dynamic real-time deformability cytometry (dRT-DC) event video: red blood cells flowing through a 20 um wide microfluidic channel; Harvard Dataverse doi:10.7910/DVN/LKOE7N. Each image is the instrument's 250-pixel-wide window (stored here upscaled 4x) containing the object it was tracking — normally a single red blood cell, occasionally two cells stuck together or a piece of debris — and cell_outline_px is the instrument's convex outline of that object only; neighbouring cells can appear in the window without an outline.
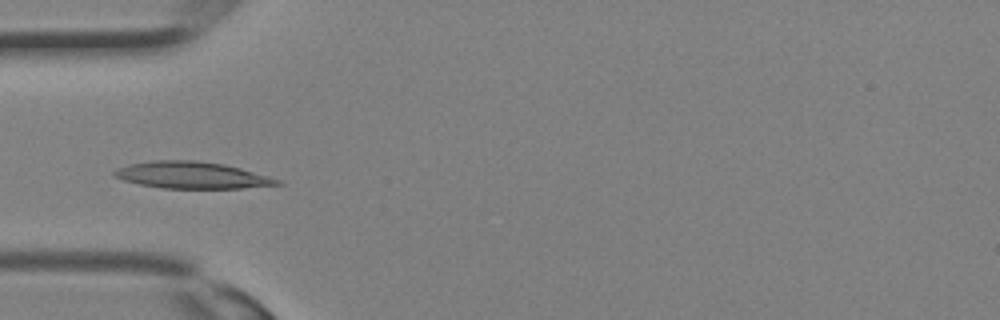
{"species": "Egyptian fruit bat (a non-hibernating species)", "species_latin": "Rousettus aegyptiacus", "temperature_condition": "room temperature", "stored_images_in_passage": 18, "camera_frame_rate_fps": 3000, "um_per_image_px": 0.085, "animal": {"sex": "female"}, "frame": {"image": 1, "passage_image": 9, "time_ms": 2.667, "image_size_px": [1000, 320], "cell_outline_px": [[284, 184], [240, 188], [160, 188], [140, 184], [124, 180], [112, 176], [112, 172], [116, 168], [128, 164], [152, 160], [196, 160], [224, 164], [240, 168], [268, 176], [280, 180]], "centroid_in_image_um": [16.26, 14.88], "position_along_channel_um": 68.7, "area_um2": 25.43}}
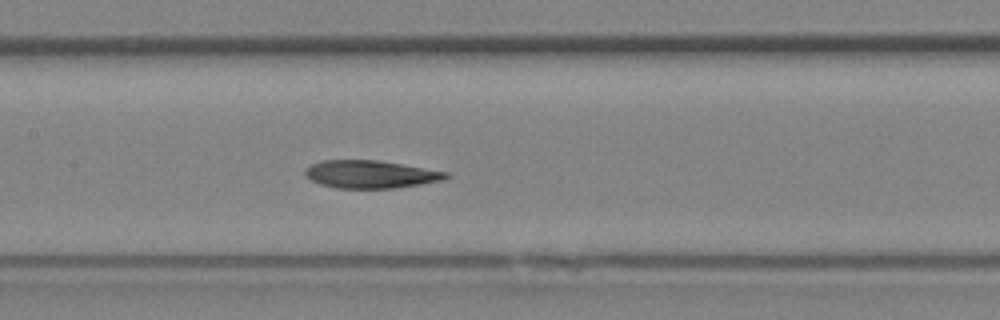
{"frame": {"image": 2, "passage_image": 14, "time_ms": 4.333, "image_size_px": [1000, 320], "cell_outline_px": [[448, 176], [444, 180], [420, 184], [392, 188], [336, 188], [320, 184], [312, 180], [304, 172], [304, 168], [320, 160], [376, 160], [448, 172]], "centroid_in_image_um": [31.46, 14.81], "position_along_channel_um": 175.9, "area_um2": 22.54}}
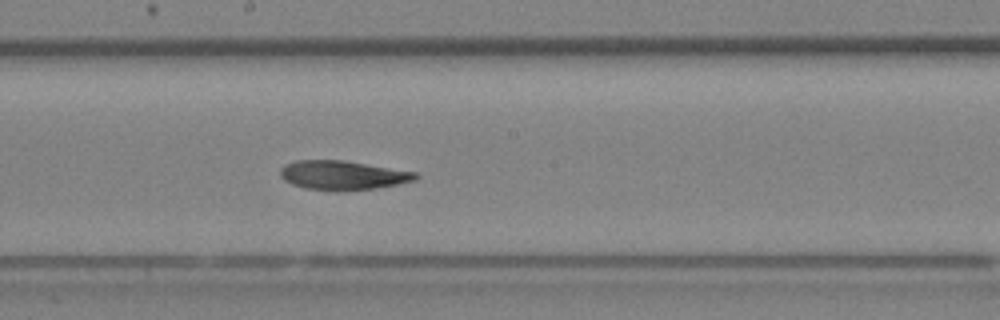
{"frame": {"image": 3, "passage_image": 16, "time_ms": 5.0, "image_size_px": [1000, 320], "cell_outline_px": [[420, 176], [416, 180], [376, 188], [336, 192], [304, 188], [292, 184], [284, 180], [280, 176], [280, 168], [284, 164], [296, 160], [344, 160], [416, 172]], "centroid_in_image_um": [29.1, 14.9], "position_along_channel_um": 219.1, "area_um2": 23.24}}